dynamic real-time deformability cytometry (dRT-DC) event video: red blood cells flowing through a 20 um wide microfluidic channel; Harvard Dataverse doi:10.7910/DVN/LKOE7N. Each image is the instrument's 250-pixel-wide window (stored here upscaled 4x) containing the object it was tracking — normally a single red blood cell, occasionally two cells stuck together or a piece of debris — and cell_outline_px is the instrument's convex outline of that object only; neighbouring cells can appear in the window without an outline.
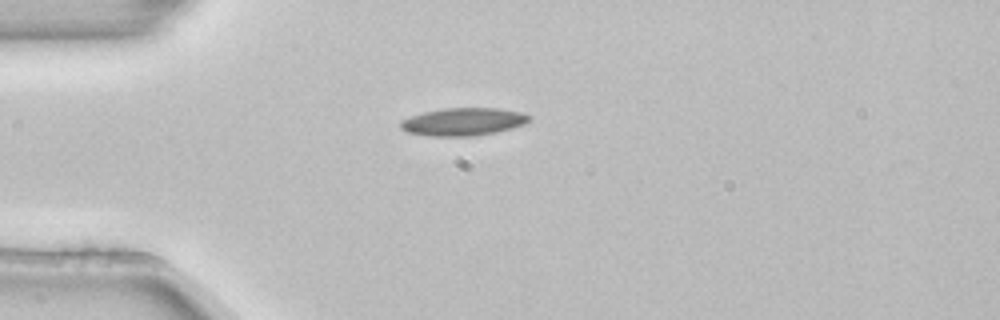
{"species": "common noctule bat (a hibernating species)", "species_latin": "Nyctalus noctula", "temperature_condition": "room temperature", "stored_images_in_passage": 4, "camera_frame_rate_fps": 3000, "um_per_image_px": 0.085, "animal": {"sex": "female", "body_mass_g": 22.7, "forearm_length_mm": 54.2}, "frame": {"image": 1, "passage_image": 4, "time_ms": 1.0, "image_size_px": [1000, 320], "cell_outline_px": [[532, 116], [524, 124], [512, 128], [496, 132], [472, 136], [428, 136], [408, 132], [400, 128], [400, 120], [424, 112], [444, 108], [496, 108], [520, 112]], "centroid_in_image_um": [39.36, 10.35], "position_along_channel_um": 45.6, "area_um2": 20.69}}